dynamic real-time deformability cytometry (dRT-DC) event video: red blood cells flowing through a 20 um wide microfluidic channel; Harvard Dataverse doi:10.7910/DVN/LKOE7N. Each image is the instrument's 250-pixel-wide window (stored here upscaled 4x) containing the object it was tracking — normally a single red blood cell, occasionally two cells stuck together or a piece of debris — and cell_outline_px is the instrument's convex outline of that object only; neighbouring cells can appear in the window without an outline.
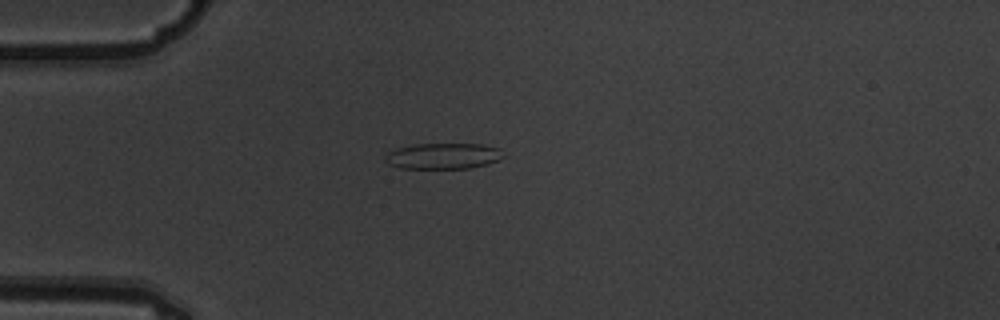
{"species": "common noctule bat (a hibernating species)", "species_latin": "Nyctalus noctula", "temperature_condition": "warm", "stored_images_in_passage": 10, "camera_frame_rate_fps": 3000, "um_per_image_px": 0.085, "animal": {"sex": "male", "body_mass_g": 19.5, "forearm_length_mm": 54.6}, "frame": {"image": 1, "passage_image": 5, "time_ms": 1.333, "image_size_px": [1000, 320], "cell_outline_px": [[508, 156], [500, 160], [468, 168], [400, 168], [388, 164], [384, 160], [384, 156], [388, 152], [396, 148], [416, 144], [480, 144], [500, 148]], "centroid_in_image_um": [37.69, 13.25], "position_along_channel_um": 47.3, "area_um2": 17.98}}
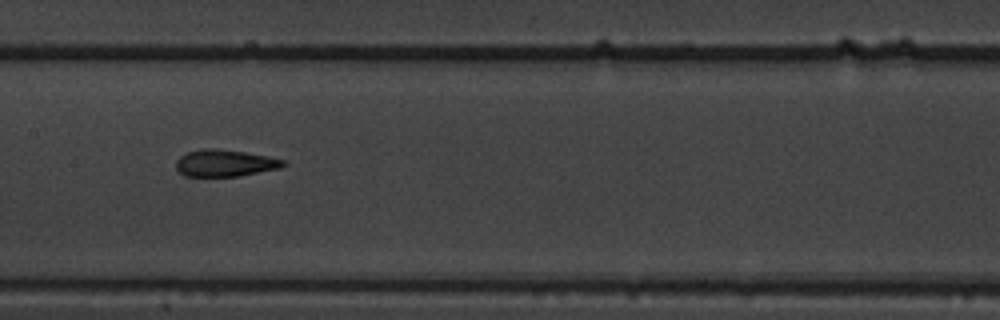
{"frame": {"image": 2, "passage_image": 9, "time_ms": 2.667, "image_size_px": [1000, 320], "cell_outline_px": [[288, 164], [280, 168], [240, 176], [184, 176], [176, 168], [176, 160], [180, 156], [188, 152], [200, 148], [216, 148], [244, 152], [268, 156], [284, 160]], "centroid_in_image_um": [19.12, 13.86], "position_along_channel_um": 188.3, "area_um2": 16.88}}
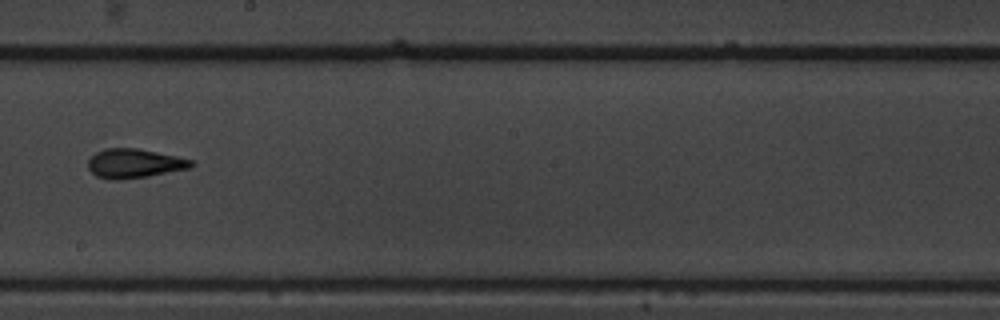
{"frame": {"image": 3, "passage_image": 10, "time_ms": 3.0, "image_size_px": [1000, 320], "cell_outline_px": [[196, 164], [192, 168], [148, 176], [96, 176], [88, 168], [88, 160], [96, 152], [104, 148], [136, 148], [176, 156], [192, 160]], "centroid_in_image_um": [11.49, 13.83], "position_along_channel_um": 236.7, "area_um2": 16.76}}